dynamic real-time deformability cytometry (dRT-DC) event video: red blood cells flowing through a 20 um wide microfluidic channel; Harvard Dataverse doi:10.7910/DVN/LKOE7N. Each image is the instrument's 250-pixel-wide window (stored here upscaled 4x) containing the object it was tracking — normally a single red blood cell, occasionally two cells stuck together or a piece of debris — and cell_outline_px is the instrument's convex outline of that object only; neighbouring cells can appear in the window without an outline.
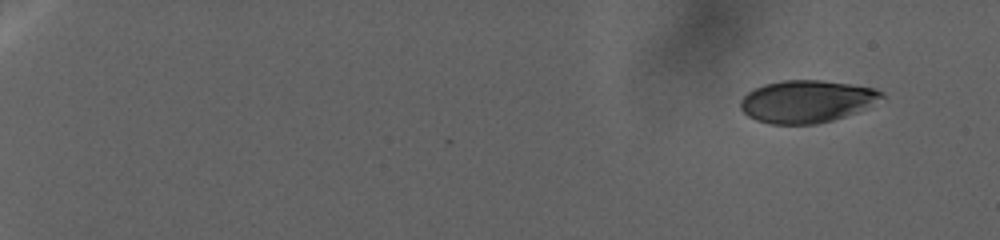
{"species": "human", "species_latin": "Homo sapiens", "temperature_condition": "warm", "stored_images_in_passage": 168, "camera_frame_rate_fps": 3000, "um_per_image_px": 0.085, "donor": {"sex": "female"}, "frame": {"image": 1, "passage_image": 1, "time_ms": 0.0, "image_size_px": [1000, 240], "cell_outline_px": [[884, 96], [856, 112], [832, 120], [816, 124], [768, 124], [756, 120], [748, 116], [740, 108], [740, 100], [748, 92], [764, 84], [784, 80], [820, 80], [876, 88]], "centroid_in_image_um": [68.51, 8.62], "position_along_channel_um": 16.5, "area_um2": 34.45}}
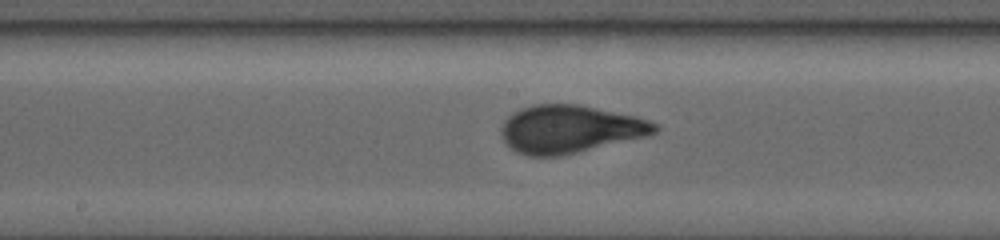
{"frame": {"image": 2, "passage_image": 114, "time_ms": 34.0, "image_size_px": [1000, 240], "cell_outline_px": [[660, 128], [656, 132], [648, 136], [560, 156], [528, 156], [516, 152], [504, 140], [500, 132], [500, 128], [504, 120], [512, 112], [520, 108], [532, 104], [576, 104], [636, 116], [660, 124]], "centroid_in_image_um": [48.44, 10.97], "position_along_channel_um": 199.8, "area_um2": 42.95}}
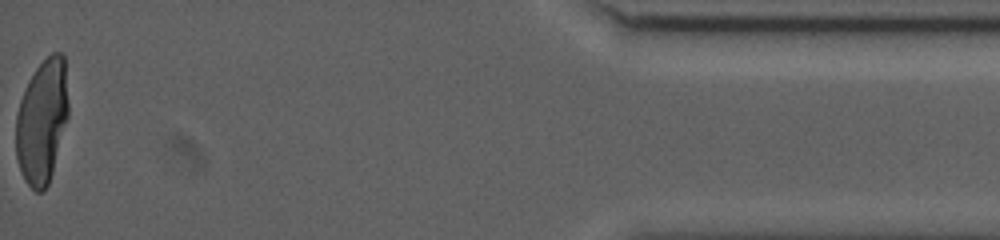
{"frame": {"image": 3, "passage_image": 168, "time_ms": 59.0, "image_size_px": [1000, 240], "cell_outline_px": [[68, 116], [52, 172], [48, 184], [44, 192], [36, 192], [24, 180], [16, 156], [16, 116], [20, 100], [24, 88], [28, 80], [36, 68], [52, 52], [60, 52], [64, 56], [68, 104]], "centroid_in_image_um": [3.56, 10.31], "position_along_channel_um": 431.6, "area_um2": 37.8}}